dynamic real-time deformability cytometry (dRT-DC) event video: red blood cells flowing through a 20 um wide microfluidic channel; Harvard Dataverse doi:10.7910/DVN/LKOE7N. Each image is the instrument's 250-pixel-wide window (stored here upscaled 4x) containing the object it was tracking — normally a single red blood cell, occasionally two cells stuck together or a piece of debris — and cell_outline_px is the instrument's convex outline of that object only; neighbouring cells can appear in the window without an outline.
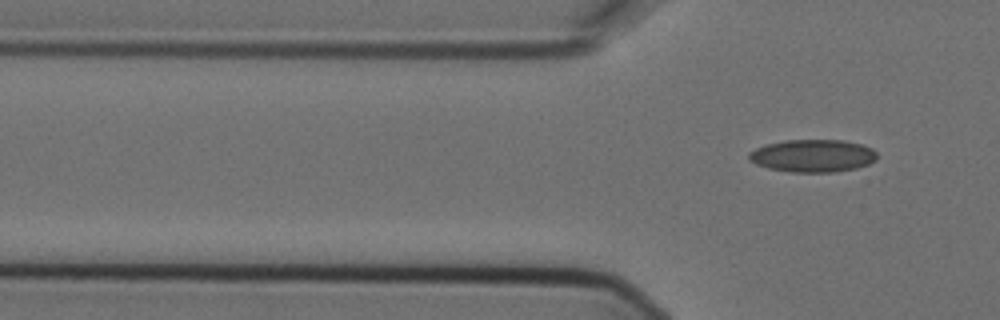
{"species": "Egyptian fruit bat (a non-hibernating species)", "species_latin": "Rousettus aegyptiacus", "temperature_condition": "cold", "stored_images_in_passage": 5, "camera_frame_rate_fps": 3000, "um_per_image_px": 0.085, "animal": {"sex": "female"}, "frame": {"image": 1, "passage_image": 5, "time_ms": 1.333, "image_size_px": [1000, 320], "cell_outline_px": [[876, 160], [868, 164], [856, 168], [836, 172], [792, 172], [768, 168], [756, 164], [748, 160], [748, 152], [756, 148], [768, 144], [788, 140], [844, 140], [860, 144], [872, 148], [876, 152]], "centroid_in_image_um": [69.08, 13.24], "position_along_channel_um": 56.7, "area_um2": 24.33}}